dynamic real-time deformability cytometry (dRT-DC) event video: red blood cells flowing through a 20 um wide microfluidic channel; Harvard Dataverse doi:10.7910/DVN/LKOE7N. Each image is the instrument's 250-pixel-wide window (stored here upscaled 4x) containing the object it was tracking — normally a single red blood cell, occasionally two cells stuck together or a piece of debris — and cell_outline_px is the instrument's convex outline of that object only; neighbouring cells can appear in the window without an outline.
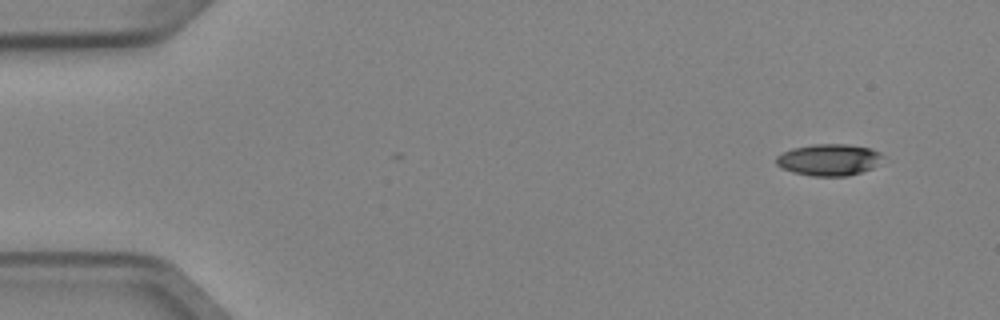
{"species": "Egyptian fruit bat (a non-hibernating species)", "species_latin": "Rousettus aegyptiacus", "temperature_condition": "cold", "stored_images_in_passage": 4, "camera_frame_rate_fps": 3000, "um_per_image_px": 0.085, "animal": {"sex": "female"}, "frame": {"image": 1, "passage_image": 1, "time_ms": 0.0, "image_size_px": [1000, 320], "cell_outline_px": [[884, 156], [872, 168], [848, 176], [812, 176], [792, 172], [776, 164], [776, 156], [792, 148], [816, 144], [848, 144], [872, 148], [880, 152]], "centroid_in_image_um": [70.47, 13.57], "position_along_channel_um": 14.5, "area_um2": 19.59}}
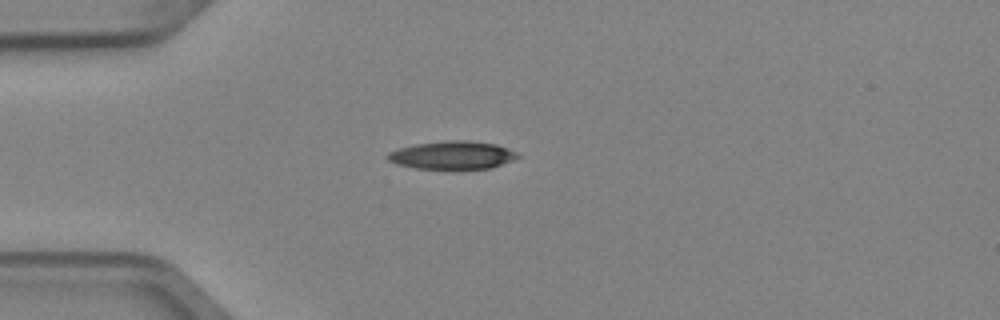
{"frame": {"image": 2, "passage_image": 4, "time_ms": 1.0, "image_size_px": [1000, 320], "cell_outline_px": [[520, 156], [512, 160], [492, 168], [416, 168], [396, 164], [388, 160], [388, 152], [400, 148], [416, 144], [448, 140], [468, 140], [496, 144], [508, 148], [516, 152]], "centroid_in_image_um": [38.47, 13.17], "position_along_channel_um": 46.5, "area_um2": 20.98}}